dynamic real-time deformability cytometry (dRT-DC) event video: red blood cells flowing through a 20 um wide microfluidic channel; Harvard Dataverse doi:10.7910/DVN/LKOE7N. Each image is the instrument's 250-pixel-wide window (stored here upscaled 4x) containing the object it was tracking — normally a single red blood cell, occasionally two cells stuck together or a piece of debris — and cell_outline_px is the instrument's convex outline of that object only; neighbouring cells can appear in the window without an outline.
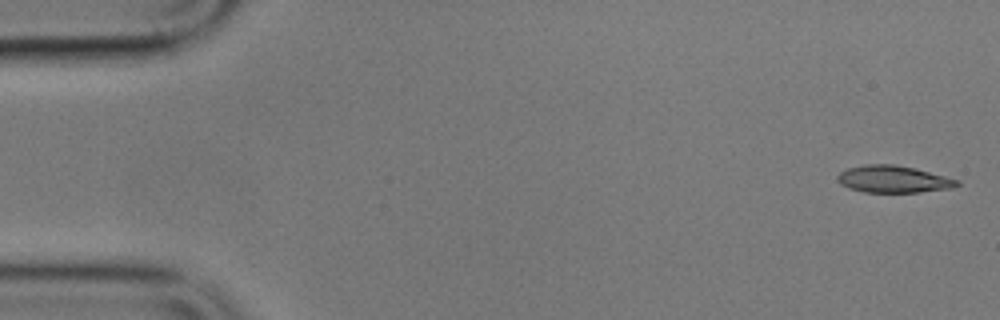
{"species": "common noctule bat (a hibernating species)", "species_latin": "Nyctalus noctula", "temperature_condition": "cold", "stored_images_in_passage": 5, "camera_frame_rate_fps": 3000, "um_per_image_px": 0.085, "animal": {"sex": "male", "body_mass_g": 17.9}, "frame": {"image": 1, "passage_image": 1, "time_ms": 0.0, "image_size_px": [1000, 320], "cell_outline_px": [[960, 184], [952, 188], [920, 192], [864, 192], [848, 188], [840, 184], [836, 180], [836, 176], [840, 172], [848, 168], [864, 164], [892, 164], [916, 168], [960, 180]], "centroid_in_image_um": [75.92, 15.23], "position_along_channel_um": 9.1, "area_um2": 19.02}}
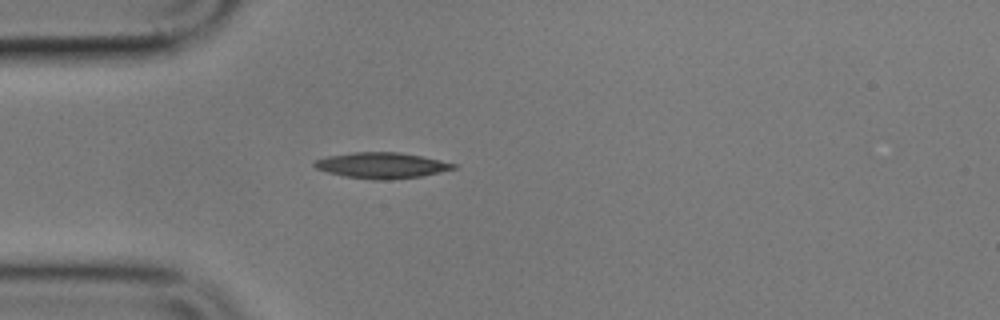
{"frame": {"image": 2, "passage_image": 5, "time_ms": 4.667, "image_size_px": [1000, 320], "cell_outline_px": [[456, 168], [440, 172], [420, 176], [388, 180], [372, 180], [344, 176], [328, 172], [316, 168], [312, 164], [312, 160], [328, 156], [352, 152], [400, 152], [440, 160], [456, 164]], "centroid_in_image_um": [32.39, 14.06], "position_along_channel_um": 52.6, "area_um2": 20.92}}